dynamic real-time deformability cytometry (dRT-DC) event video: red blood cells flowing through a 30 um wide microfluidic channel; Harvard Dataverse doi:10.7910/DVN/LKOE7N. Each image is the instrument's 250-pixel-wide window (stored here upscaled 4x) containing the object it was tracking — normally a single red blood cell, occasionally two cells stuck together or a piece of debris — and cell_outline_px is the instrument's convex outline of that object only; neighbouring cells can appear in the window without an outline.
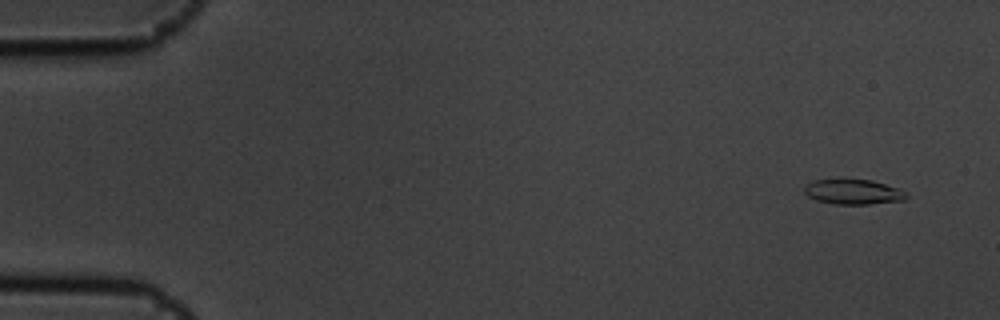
{"species": "common noctule bat (a hibernating species)", "species_latin": "Nyctalus noctula", "temperature_condition": "cold", "stored_images_in_passage": 5, "camera_frame_rate_fps": 3000, "um_per_image_px": 0.085, "animal": {"sex": "male", "body_mass_g": 19.5, "forearm_length_mm": 54.6}, "frame": {"image": 1, "passage_image": 1, "time_ms": 0.0, "image_size_px": [1000, 320], "cell_outline_px": [[908, 196], [904, 200], [868, 204], [836, 204], [816, 200], [808, 196], [804, 192], [804, 184], [812, 180], [872, 180], [900, 188], [908, 192]], "centroid_in_image_um": [72.54, 16.31], "position_along_channel_um": 12.5, "area_um2": 14.91}}
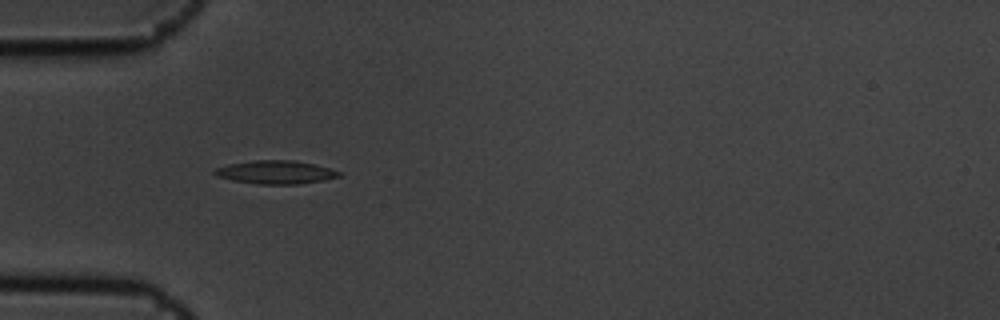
{"frame": {"image": 2, "passage_image": 5, "time_ms": 1.333, "image_size_px": [1000, 320], "cell_outline_px": [[344, 172], [340, 176], [324, 180], [300, 184], [256, 184], [232, 180], [216, 176], [212, 172], [216, 168], [228, 164], [252, 160], [296, 160]], "centroid_in_image_um": [23.42, 14.64], "position_along_channel_um": 61.6, "area_um2": 16.99}}